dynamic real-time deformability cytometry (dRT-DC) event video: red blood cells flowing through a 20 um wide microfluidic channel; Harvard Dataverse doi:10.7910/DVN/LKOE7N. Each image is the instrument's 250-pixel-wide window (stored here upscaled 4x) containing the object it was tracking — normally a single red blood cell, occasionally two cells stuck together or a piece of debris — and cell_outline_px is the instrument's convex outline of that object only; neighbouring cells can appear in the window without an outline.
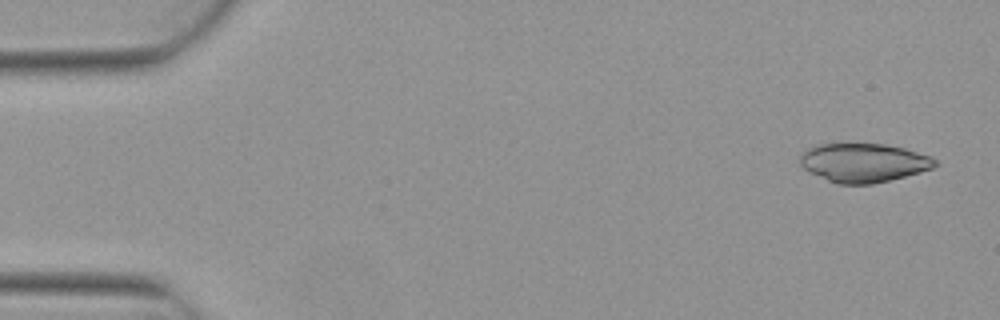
{"species": "Egyptian fruit bat (a non-hibernating species)", "species_latin": "Rousettus aegyptiacus", "temperature_condition": "warm", "stored_images_in_passage": 4, "camera_frame_rate_fps": 3000, "um_per_image_px": 0.085, "animal": {"sex": "female"}, "frame": {"image": 1, "passage_image": 1, "time_ms": 0.0, "image_size_px": [1000, 320], "cell_outline_px": [[940, 164], [932, 168], [920, 172], [872, 184], [836, 184], [808, 172], [800, 164], [800, 152], [812, 144], [884, 144], [904, 148], [928, 156], [936, 160]], "centroid_in_image_um": [73.34, 13.82], "position_along_channel_um": 11.7, "area_um2": 30.63}}
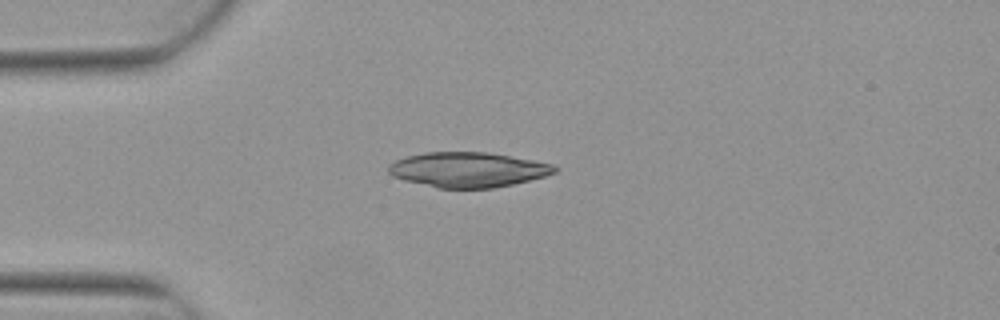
{"frame": {"image": 2, "passage_image": 4, "time_ms": 1.0, "image_size_px": [1000, 320], "cell_outline_px": [[560, 168], [556, 172], [544, 176], [512, 184], [492, 188], [436, 188], [404, 180], [392, 176], [388, 172], [388, 164], [396, 160], [408, 156], [424, 152], [488, 152], [532, 160], [552, 164]], "centroid_in_image_um": [39.75, 14.42], "position_along_channel_um": 45.3, "area_um2": 33.81}}